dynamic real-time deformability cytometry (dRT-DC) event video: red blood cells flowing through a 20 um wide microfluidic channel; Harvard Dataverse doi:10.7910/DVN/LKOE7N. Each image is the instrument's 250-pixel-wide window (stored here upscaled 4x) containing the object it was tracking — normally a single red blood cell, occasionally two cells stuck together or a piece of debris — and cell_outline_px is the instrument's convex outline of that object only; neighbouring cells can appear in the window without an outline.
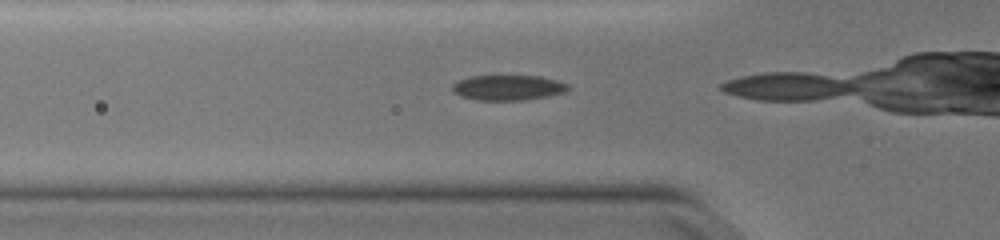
{"species": "common noctule bat (a hibernating species)", "species_latin": "Nyctalus noctula", "temperature_condition": "warm", "stored_images_in_passage": 26, "camera_frame_rate_fps": 3000, "um_per_image_px": 0.085, "animal": {"sex": "female", "body_mass_g": 19.0, "forearm_length_mm": 51.5}, "frame": {"image": 1, "passage_image": 8, "time_ms": 2.333, "image_size_px": [1000, 240], "cell_outline_px": [[572, 88], [564, 92], [548, 96], [524, 100], [476, 100], [460, 96], [452, 92], [452, 84], [456, 80], [472, 76], [540, 76], [556, 80], [568, 84]], "centroid_in_image_um": [43.16, 7.45], "position_along_channel_um": 82.6, "area_um2": 17.17}}